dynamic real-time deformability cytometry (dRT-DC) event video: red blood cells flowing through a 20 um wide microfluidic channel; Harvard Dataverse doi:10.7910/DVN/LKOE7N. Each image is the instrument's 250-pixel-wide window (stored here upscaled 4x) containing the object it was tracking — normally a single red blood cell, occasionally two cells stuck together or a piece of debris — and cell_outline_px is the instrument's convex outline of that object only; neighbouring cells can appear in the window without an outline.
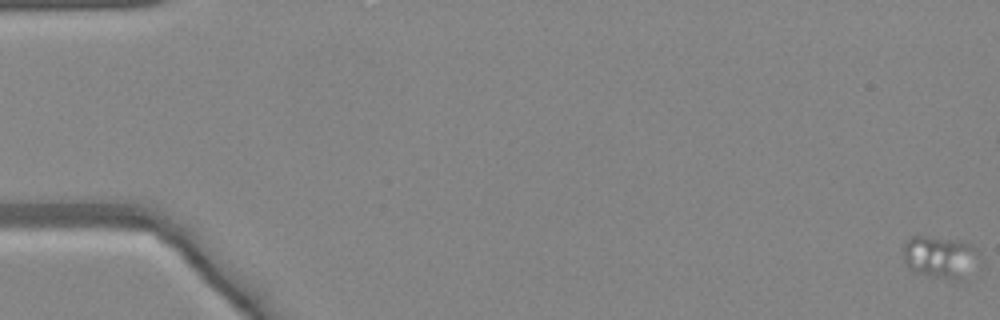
{"species": "common noctule bat (a hibernating species)", "species_latin": "Nyctalus noctula", "temperature_condition": "warm", "stored_images_in_passage": 52, "camera_frame_rate_fps": 3000, "um_per_image_px": 0.085, "animal": {"sex": "female", "body_mass_g": 24.6, "forearm_length_mm": 56.2}, "frame": {"image": 1, "passage_image": 1, "time_ms": 0.0, "image_size_px": [1000, 320], "cell_outline_px": [[980, 256], [960, 280], [952, 280], [932, 276], [916, 272], [908, 268], [904, 264], [904, 244], [912, 236], [932, 236], [964, 240], [972, 244], [980, 252]], "centroid_in_image_um": [79.9, 21.8], "position_along_channel_um": 5.1, "area_um2": 18.73}}
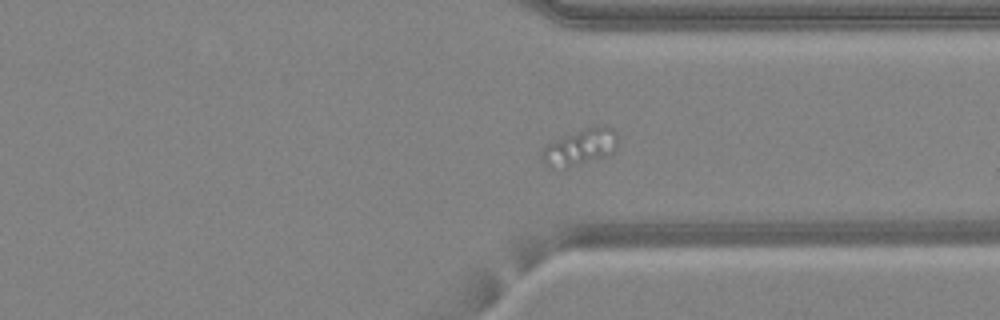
{"frame": {"image": 2, "passage_image": 39, "time_ms": 12.667, "image_size_px": [1000, 320], "cell_outline_px": [[616, 148], [612, 152], [604, 156], [568, 168], [564, 168], [548, 164], [540, 156], [540, 152], [548, 144], [556, 140], [588, 128], [612, 128], [616, 132]], "centroid_in_image_um": [49.31, 12.54], "position_along_channel_um": 362.1, "area_um2": 14.97}}
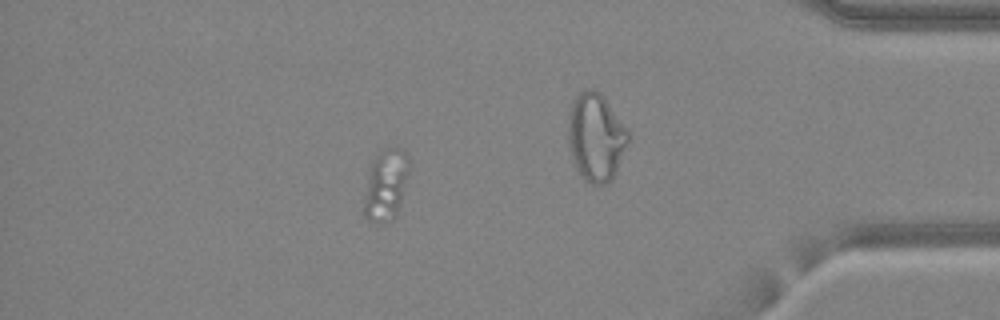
{"frame": {"image": 3, "passage_image": 45, "time_ms": 14.667, "image_size_px": [1000, 320], "cell_outline_px": [[408, 172], [400, 204], [396, 216], [392, 220], [368, 220], [364, 216], [364, 200], [372, 164], [376, 156], [384, 148], [400, 148], [408, 152]], "centroid_in_image_um": [32.82, 15.68], "position_along_channel_um": 402.4, "area_um2": 17.98}}